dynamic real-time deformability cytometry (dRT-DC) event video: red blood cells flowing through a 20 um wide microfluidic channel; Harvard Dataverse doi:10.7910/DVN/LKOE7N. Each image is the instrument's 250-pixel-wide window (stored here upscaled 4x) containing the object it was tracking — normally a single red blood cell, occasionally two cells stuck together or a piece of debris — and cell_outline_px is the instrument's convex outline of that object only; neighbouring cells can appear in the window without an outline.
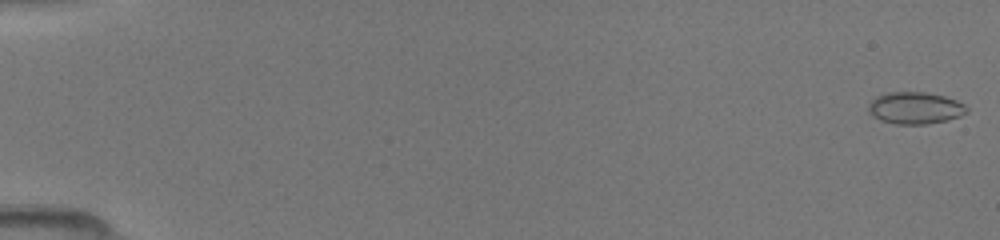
{"species": "common noctule bat (a hibernating species)", "species_latin": "Nyctalus noctula", "temperature_condition": "room temperature", "stored_images_in_passage": 49, "camera_frame_rate_fps": 3000, "um_per_image_px": 0.085, "animal": {"sex": "female", "body_mass_g": 19.5, "forearm_length_mm": 54.1}, "frame": {"image": 1, "passage_image": 1, "time_ms": 0.0, "image_size_px": [1000, 240], "cell_outline_px": [[968, 112], [960, 116], [948, 120], [928, 124], [896, 124], [880, 120], [872, 116], [868, 112], [868, 104], [876, 96], [888, 92], [924, 92], [944, 96], [956, 100], [964, 104], [968, 108]], "centroid_in_image_um": [77.78, 9.18], "position_along_channel_um": 7.2, "area_um2": 18.44}}
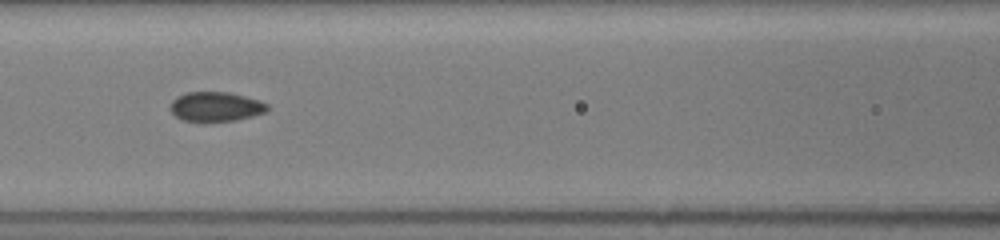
{"frame": {"image": 2, "passage_image": 23, "time_ms": 7.333, "image_size_px": [1000, 240], "cell_outline_px": [[268, 108], [264, 112], [252, 116], [236, 120], [184, 120], [176, 116], [168, 108], [172, 100], [176, 96], [188, 92], [228, 92], [260, 100], [268, 104]], "centroid_in_image_um": [18.32, 9.04], "position_along_channel_um": 148.3, "area_um2": 16.42}}
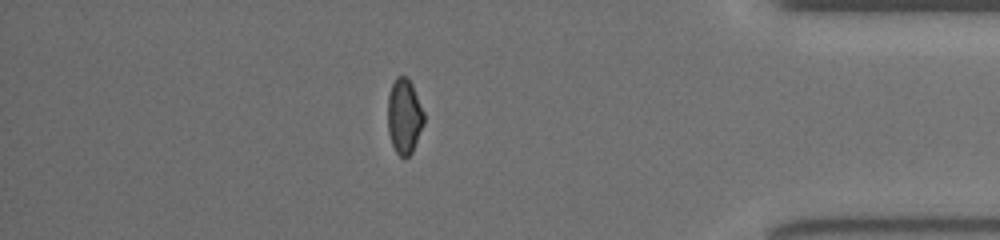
{"frame": {"image": 3, "passage_image": 43, "time_ms": 14.0, "image_size_px": [1000, 240], "cell_outline_px": [[424, 124], [412, 152], [404, 160], [396, 152], [392, 144], [388, 132], [388, 96], [392, 84], [396, 76], [408, 76], [412, 84], [424, 112]], "centroid_in_image_um": [34.36, 9.89], "position_along_channel_um": 400.8, "area_um2": 15.95}}